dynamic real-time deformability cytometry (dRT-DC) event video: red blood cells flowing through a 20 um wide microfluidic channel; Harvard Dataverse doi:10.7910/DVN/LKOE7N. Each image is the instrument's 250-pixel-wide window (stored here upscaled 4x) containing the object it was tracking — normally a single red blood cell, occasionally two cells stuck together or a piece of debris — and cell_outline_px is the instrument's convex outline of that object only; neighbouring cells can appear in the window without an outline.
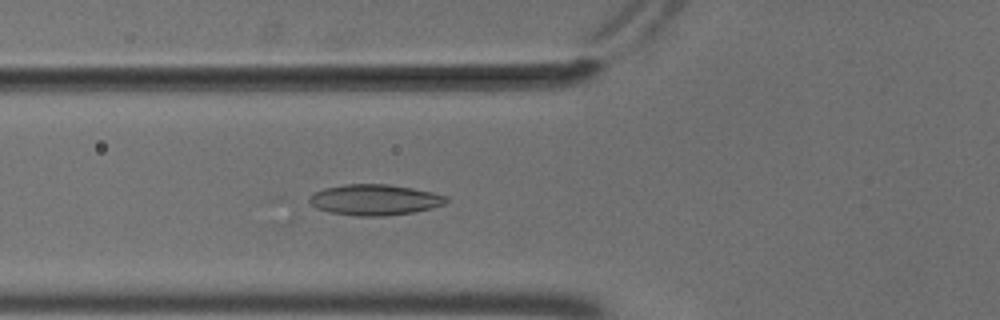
{"species": "common noctule bat (a hibernating species)", "species_latin": "Nyctalus noctula", "temperature_condition": "cold", "stored_images_in_passage": 55, "camera_frame_rate_fps": 3000, "um_per_image_px": 0.085, "animal": {"sex": "male", "body_mass_g": 18.8}, "frame": {"image": 1, "passage_image": 21, "time_ms": 6.667, "image_size_px": [1000, 320], "cell_outline_px": [[448, 200], [444, 204], [432, 208], [412, 212], [384, 216], [356, 216], [332, 212], [316, 208], [308, 200], [308, 196], [312, 192], [324, 188], [344, 184], [388, 184], [412, 188], [432, 192], [448, 196]], "centroid_in_image_um": [31.83, 16.97], "position_along_channel_um": 94.0, "area_um2": 24.62}}
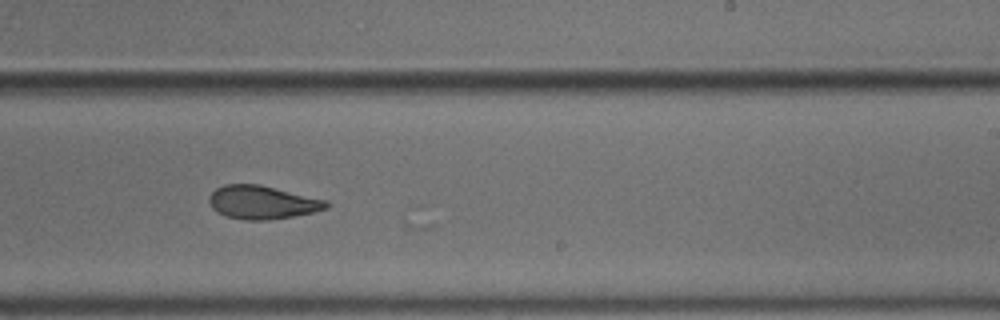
{"frame": {"image": 2, "passage_image": 35, "time_ms": 11.333, "image_size_px": [1000, 320], "cell_outline_px": [[328, 208], [312, 212], [292, 216], [268, 220], [244, 220], [228, 216], [212, 208], [208, 200], [208, 196], [216, 188], [224, 184], [260, 184], [328, 200]], "centroid_in_image_um": [22.29, 17.18], "position_along_channel_um": 266.7, "area_um2": 22.72}}
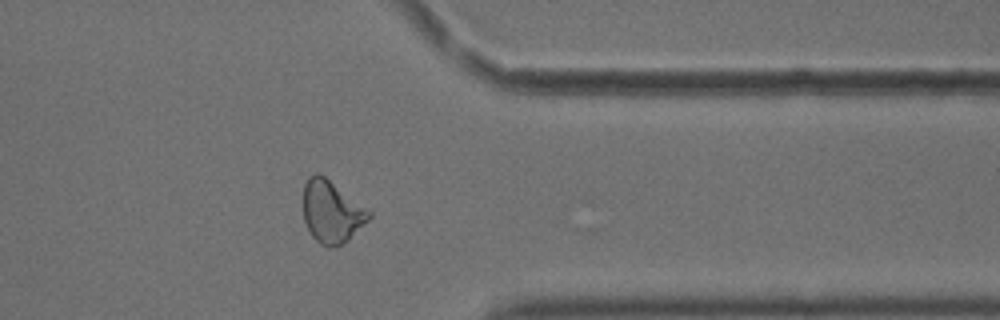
{"frame": {"image": 3, "passage_image": 45, "time_ms": 14.667, "image_size_px": [1000, 320], "cell_outline_px": [[372, 216], [348, 240], [332, 248], [328, 248], [320, 244], [312, 236], [304, 220], [304, 184], [308, 176], [316, 172], [324, 176], [368, 208], [372, 212]], "centroid_in_image_um": [28.19, 18.0], "position_along_channel_um": 383.2, "area_um2": 23.76}, "authors_computed_cell_mechanics": {"area_um2": 23.7558, "velocity_mm_per_s": 3.7065, "shape_relaxation_time_tau1_ms": null, "shape_relaxation_time_tau2_ms": 2.2816, "deformation_change_tau1": null, "deformation_change_tau2": 0.0835}}